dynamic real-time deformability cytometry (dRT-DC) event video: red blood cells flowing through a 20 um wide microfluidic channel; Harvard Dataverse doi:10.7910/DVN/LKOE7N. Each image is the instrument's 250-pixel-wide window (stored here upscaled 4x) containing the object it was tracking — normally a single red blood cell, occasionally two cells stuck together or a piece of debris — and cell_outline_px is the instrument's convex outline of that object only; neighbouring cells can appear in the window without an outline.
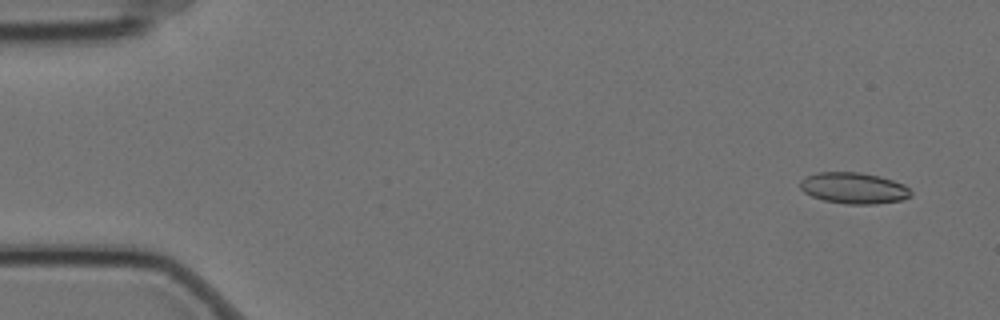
{"species": "Egyptian fruit bat (a non-hibernating species)", "species_latin": "Rousettus aegyptiacus", "temperature_condition": "cold", "stored_images_in_passage": 9, "segment_of_instrument_passage": [1, 2], "camera_frame_rate_fps": 3000, "um_per_image_px": 0.085, "animal": {"sex": "female"}, "frame": {"image": 1, "passage_image": 1, "time_ms": 0.0, "image_size_px": [1000, 320], "cell_outline_px": [[912, 196], [900, 200], [876, 204], [848, 204], [824, 200], [812, 196], [804, 192], [800, 188], [800, 180], [804, 176], [816, 172], [860, 172], [880, 176], [904, 184], [912, 192]], "centroid_in_image_um": [72.55, 15.98], "position_along_channel_um": 12.4, "area_um2": 20.23}}
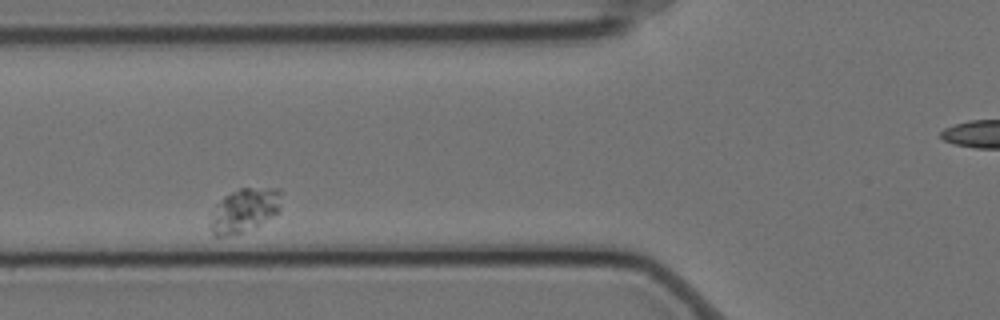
{"frame": {"image": 2, "passage_image": 6, "time_ms": 1.667, "image_size_px": [1000, 320], "cell_outline_px": [[280, 208], [276, 212], [256, 224], [240, 232], [224, 236], [212, 236], [212, 212], [216, 204], [224, 196], [240, 188], [280, 188]], "centroid_in_image_um": [20.74, 17.83], "position_along_channel_um": 105.1, "area_um2": 17.34}}
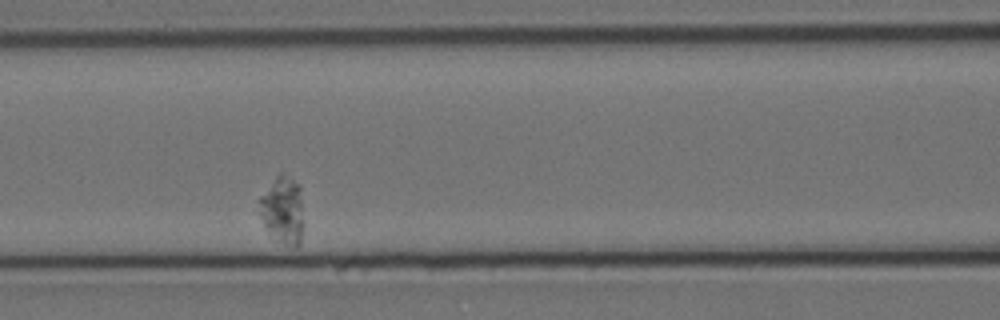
{"frame": {"image": 3, "passage_image": 7, "time_ms": 2.0, "image_size_px": [1000, 320], "cell_outline_px": [[304, 224], [300, 244], [296, 248], [288, 244], [268, 232], [256, 212], [256, 200], [276, 176], [280, 172], [284, 172], [300, 188]], "centroid_in_image_um": [23.99, 17.84], "position_along_channel_um": 142.6, "area_um2": 17.8}}